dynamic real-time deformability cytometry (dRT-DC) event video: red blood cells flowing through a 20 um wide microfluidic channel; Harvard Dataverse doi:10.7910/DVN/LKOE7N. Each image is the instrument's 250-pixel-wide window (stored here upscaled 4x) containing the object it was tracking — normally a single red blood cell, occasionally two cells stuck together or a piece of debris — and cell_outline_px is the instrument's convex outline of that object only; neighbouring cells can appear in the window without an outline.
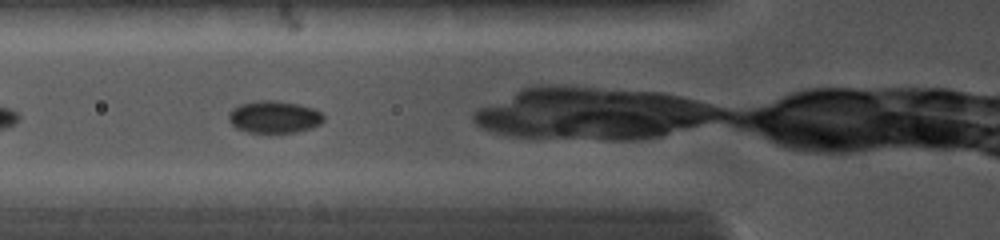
{"species": "common noctule bat (a hibernating species)", "species_latin": "Nyctalus noctula", "temperature_condition": "cold", "stored_images_in_passage": 22, "camera_frame_rate_fps": 5000, "um_per_image_px": 0.085, "animal": {"sex": "female", "body_mass_g": 19.0, "forearm_length_mm": 56.7}, "frame": {"image": 1, "passage_image": 7, "time_ms": 0.8, "image_size_px": [1000, 240], "cell_outline_px": [[324, 120], [320, 124], [312, 128], [296, 132], [248, 132], [236, 128], [228, 120], [228, 112], [232, 108], [240, 104], [256, 100], [276, 100], [300, 104], [312, 108], [320, 112], [324, 116]], "centroid_in_image_um": [23.29, 9.93], "position_along_channel_um": 102.5, "area_um2": 17.98}}